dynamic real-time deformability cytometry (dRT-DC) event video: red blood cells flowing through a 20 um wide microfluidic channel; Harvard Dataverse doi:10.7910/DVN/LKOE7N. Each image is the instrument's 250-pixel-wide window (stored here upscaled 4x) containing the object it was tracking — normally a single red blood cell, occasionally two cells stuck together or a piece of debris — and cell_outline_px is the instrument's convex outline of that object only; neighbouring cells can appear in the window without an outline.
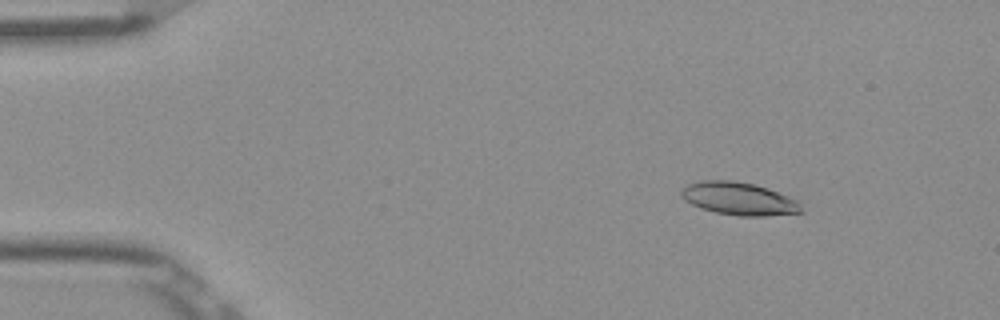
{"species": "Egyptian fruit bat (a non-hibernating species)", "species_latin": "Rousettus aegyptiacus", "temperature_condition": "room temperature", "stored_images_in_passage": 43, "camera_frame_rate_fps": 3000, "um_per_image_px": 0.085, "frame": {"image": 1, "passage_image": 7, "time_ms": 2.0, "image_size_px": [1000, 320], "cell_outline_px": [[804, 212], [768, 216], [740, 216], [716, 212], [700, 208], [684, 200], [680, 196], [680, 192], [688, 184], [704, 180], [732, 180], [752, 184], [768, 188], [800, 200]], "centroid_in_image_um": [62.86, 16.89], "position_along_channel_um": 22.1, "area_um2": 23.12}}
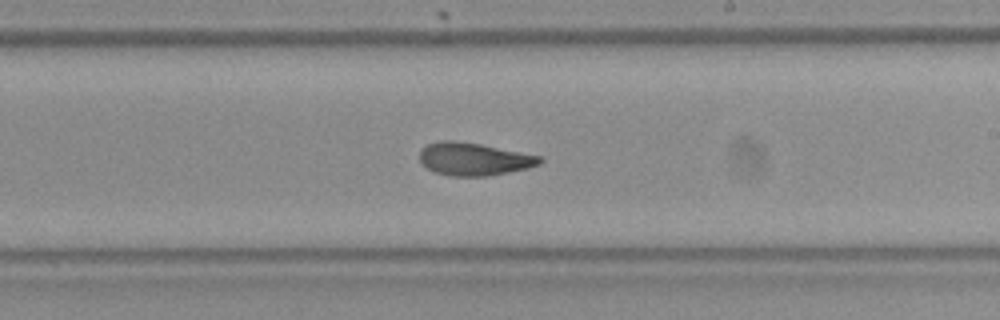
{"frame": {"image": 2, "passage_image": 31, "time_ms": 10.0, "image_size_px": [1000, 320], "cell_outline_px": [[544, 160], [540, 164], [528, 168], [488, 176], [452, 176], [436, 172], [428, 168], [420, 160], [420, 152], [428, 144], [440, 140], [456, 140], [480, 144], [540, 156]], "centroid_in_image_um": [40.3, 13.52], "position_along_channel_um": 248.7, "area_um2": 22.72}}
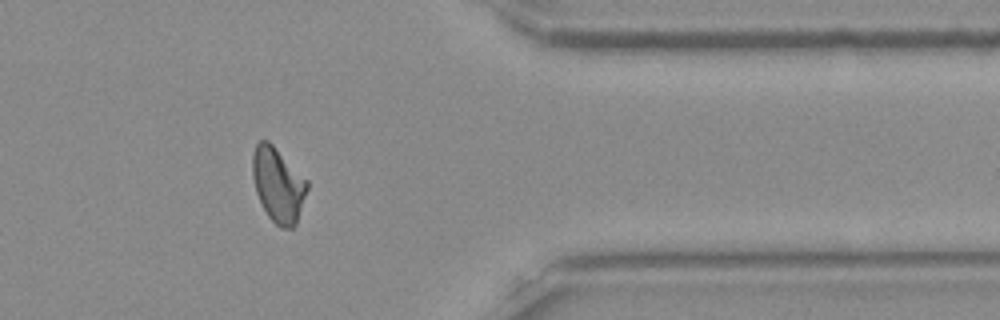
{"frame": {"image": 3, "passage_image": 43, "time_ms": 14.0, "image_size_px": [1000, 320], "cell_outline_px": [[308, 188], [296, 224], [292, 228], [280, 228], [268, 216], [256, 192], [252, 176], [252, 152], [256, 144], [260, 140], [268, 140], [308, 180]], "centroid_in_image_um": [23.63, 15.69], "position_along_channel_um": 387.8, "area_um2": 23.7}, "authors_computed_cell_mechanics": {"area_um2": 23.12, "velocity_mm_per_s": 3.8895, "shape_relaxation_time_tau1_ms": 6.7374, "shape_relaxation_time_tau2_ms": 2.2296, "deformation_change_tau1": 0.1847, "deformation_change_tau2": 0.0937}}